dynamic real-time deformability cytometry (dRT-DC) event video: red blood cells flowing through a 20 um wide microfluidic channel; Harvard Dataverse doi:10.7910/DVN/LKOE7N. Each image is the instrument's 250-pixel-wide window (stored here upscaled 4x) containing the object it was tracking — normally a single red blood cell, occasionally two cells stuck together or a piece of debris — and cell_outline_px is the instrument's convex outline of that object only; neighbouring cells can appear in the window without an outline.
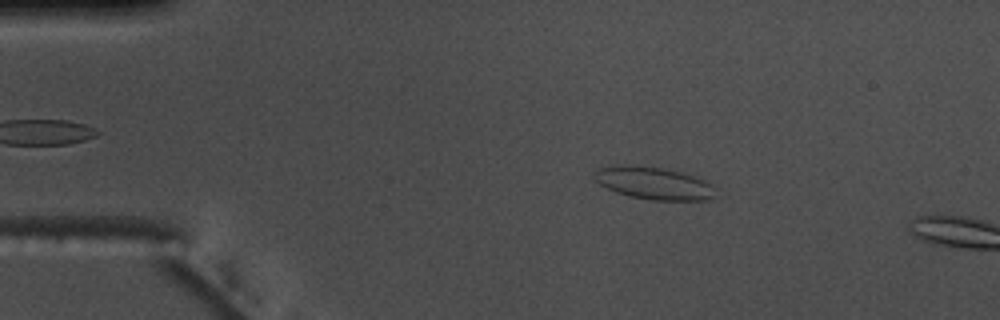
{"species": "common noctule bat (a hibernating species)", "species_latin": "Nyctalus noctula", "temperature_condition": "warm", "stored_images_in_passage": 46, "camera_frame_rate_fps": 3000, "um_per_image_px": 0.085, "animal": {"sex": "male", "body_mass_g": 17.5, "forearm_length_mm": 52.3}, "frame": {"image": 1, "passage_image": 9, "time_ms": 2.667, "image_size_px": [1000, 320], "cell_outline_px": [[716, 188], [712, 200], [652, 200], [632, 196], [616, 192], [600, 184], [592, 176], [592, 172], [596, 168], [612, 164], [616, 164], [664, 168], [680, 172], [704, 180], [712, 184]], "centroid_in_image_um": [55.53, 15.56], "position_along_channel_um": 29.5, "area_um2": 23.0}}
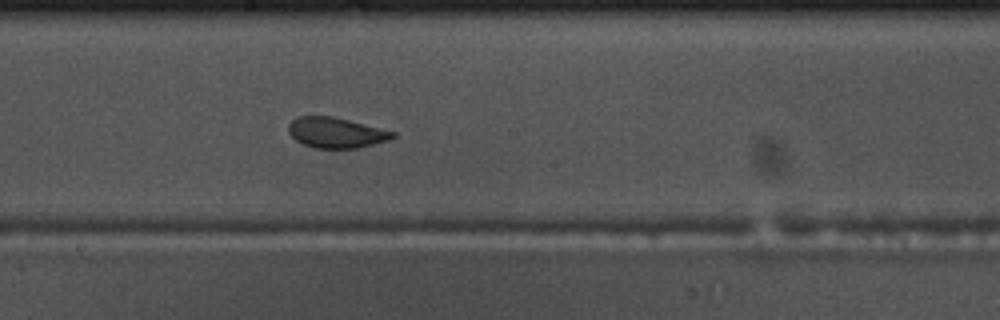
{"frame": {"image": 2, "passage_image": 29, "time_ms": 9.333, "image_size_px": [1000, 320], "cell_outline_px": [[396, 136], [388, 140], [360, 148], [316, 148], [304, 144], [296, 140], [288, 132], [288, 124], [296, 116], [332, 116], [396, 132]], "centroid_in_image_um": [28.55, 11.27], "position_along_channel_um": 219.6, "area_um2": 18.44}}
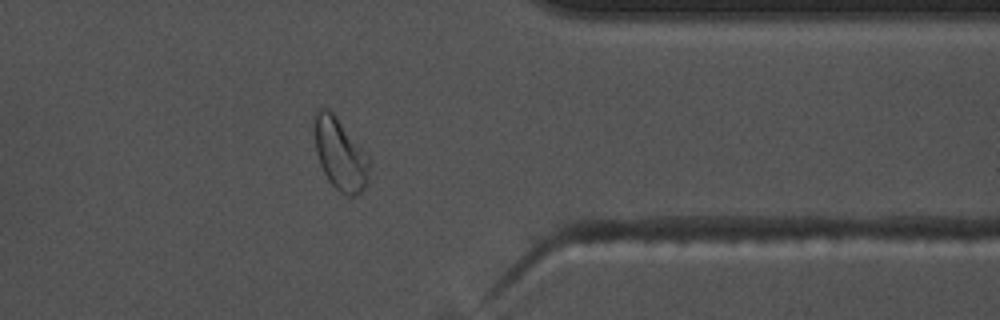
{"frame": {"image": 3, "passage_image": 43, "time_ms": 14.0, "image_size_px": [1000, 320], "cell_outline_px": [[368, 184], [356, 196], [348, 196], [340, 192], [328, 180], [320, 164], [316, 152], [312, 116], [316, 108], [328, 108], [336, 116], [360, 144], [368, 156]], "centroid_in_image_um": [28.87, 13.06], "position_along_channel_um": 382.5, "area_um2": 23.24}, "authors_computed_cell_mechanics": {"area_um2": 19.6231, "velocity_mm_per_s": 3.7185, "shape_relaxation_time_tau1_ms": 3.474, "shape_relaxation_time_tau2_ms": null, "deformation_change_tau1": 0.1202, "deformation_change_tau2": null}}